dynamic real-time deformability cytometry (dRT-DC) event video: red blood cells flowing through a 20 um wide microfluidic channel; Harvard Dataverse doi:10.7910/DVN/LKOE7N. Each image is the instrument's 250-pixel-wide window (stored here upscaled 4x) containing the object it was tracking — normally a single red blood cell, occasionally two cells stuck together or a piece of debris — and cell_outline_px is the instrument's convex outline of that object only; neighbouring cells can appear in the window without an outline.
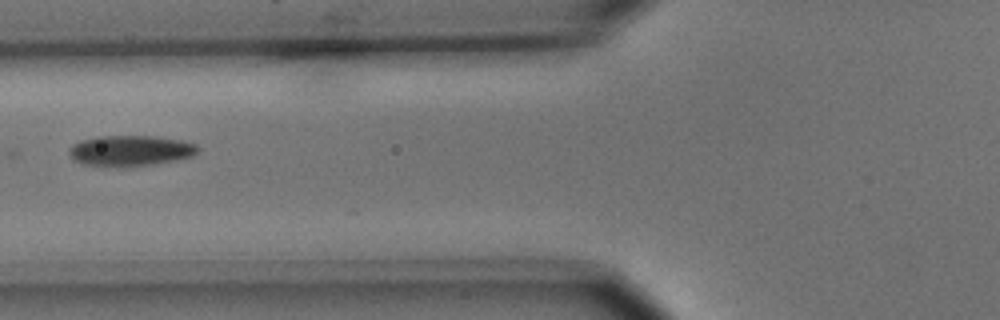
{"species": "common noctule bat (a hibernating species)", "species_latin": "Nyctalus noctula", "temperature_condition": "cold", "stored_images_in_passage": 7, "camera_frame_rate_fps": 3000, "um_per_image_px": 0.085, "animal": {"sex": "male", "body_mass_g": 15.6}, "frame": {"image": 1, "passage_image": 6, "time_ms": 6.667, "image_size_px": [1000, 320], "cell_outline_px": [[200, 148], [192, 156], [176, 160], [152, 164], [100, 168], [80, 164], [72, 160], [68, 156], [68, 148], [72, 144], [80, 140], [96, 136], [156, 136], [184, 140], [196, 144]], "centroid_in_image_um": [10.99, 12.81], "position_along_channel_um": 114.8, "area_um2": 23.64}}
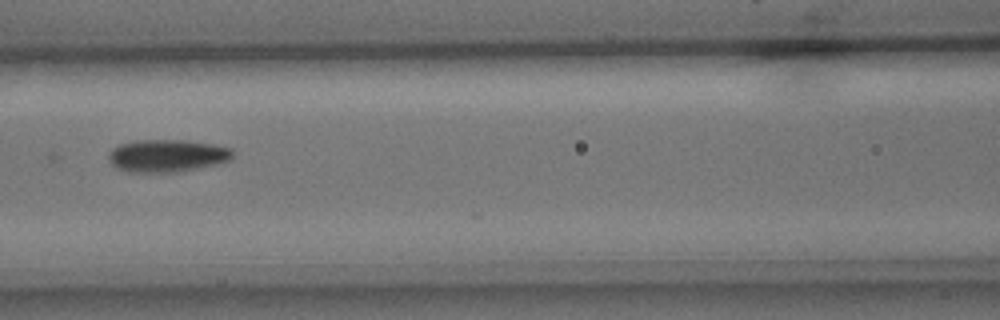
{"frame": {"image": 2, "passage_image": 7, "time_ms": 7.667, "image_size_px": [1000, 320], "cell_outline_px": [[232, 160], [216, 164], [180, 172], [128, 172], [116, 168], [112, 164], [108, 156], [108, 152], [112, 148], [120, 144], [140, 140], [184, 140], [212, 144], [232, 148]], "centroid_in_image_um": [14.2, 13.24], "position_along_channel_um": 152.4, "area_um2": 23.58}}